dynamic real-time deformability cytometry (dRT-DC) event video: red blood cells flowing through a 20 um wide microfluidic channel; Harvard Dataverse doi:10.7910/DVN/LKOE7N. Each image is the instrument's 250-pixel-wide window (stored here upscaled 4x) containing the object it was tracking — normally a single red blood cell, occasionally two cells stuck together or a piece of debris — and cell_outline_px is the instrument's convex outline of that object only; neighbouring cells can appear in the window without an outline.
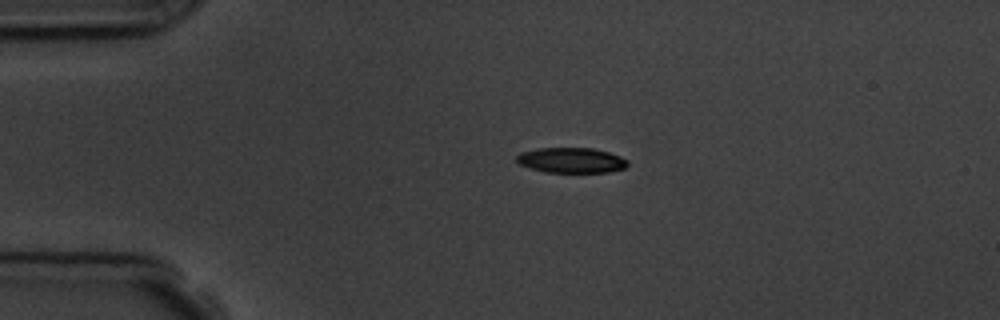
{"species": "common noctule bat (a hibernating species)", "species_latin": "Nyctalus noctula", "temperature_condition": "room temperature", "stored_images_in_passage": 5, "segment_of_instrument_passage": [1, 2], "camera_frame_rate_fps": 3000, "um_per_image_px": 0.085, "animal": {"sex": "male", "body_mass_g": 19.5, "forearm_length_mm": 54.6}, "frame": {"image": 1, "passage_image": 3, "time_ms": 2.333, "image_size_px": [1000, 320], "cell_outline_px": [[628, 164], [624, 168], [608, 172], [544, 172], [520, 164], [516, 160], [516, 156], [520, 152], [536, 148], [592, 148], [608, 152], [620, 156], [628, 160]], "centroid_in_image_um": [48.55, 13.61], "position_along_channel_um": 36.4, "area_um2": 16.3}}